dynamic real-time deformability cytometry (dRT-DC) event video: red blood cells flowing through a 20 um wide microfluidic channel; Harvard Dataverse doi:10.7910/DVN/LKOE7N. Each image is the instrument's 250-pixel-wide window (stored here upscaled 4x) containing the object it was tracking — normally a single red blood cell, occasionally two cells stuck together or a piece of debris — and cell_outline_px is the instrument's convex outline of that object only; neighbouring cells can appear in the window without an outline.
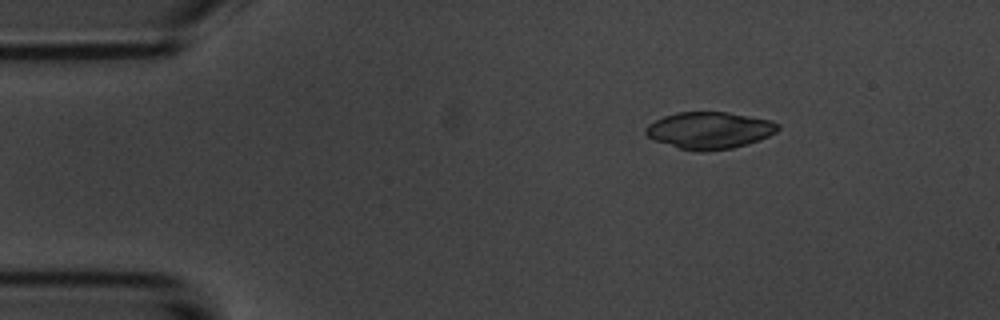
{"species": "common noctule bat (a hibernating species)", "species_latin": "Nyctalus noctula", "temperature_condition": "room temperature", "stored_images_in_passage": 3, "camera_frame_rate_fps": 3000, "um_per_image_px": 0.085, "animal": {"sex": "male", "body_mass_g": 20.1, "forearm_length_mm": 53.5}, "frame": {"image": 1, "passage_image": 1, "time_ms": 0.0, "image_size_px": [1000, 320], "cell_outline_px": [[780, 128], [776, 132], [768, 136], [748, 144], [732, 148], [700, 152], [680, 148], [656, 140], [648, 136], [644, 132], [644, 128], [648, 124], [664, 116], [676, 112], [728, 112], [772, 120], [780, 124]], "centroid_in_image_um": [60.33, 11.07], "position_along_channel_um": 24.7, "area_um2": 28.38}}